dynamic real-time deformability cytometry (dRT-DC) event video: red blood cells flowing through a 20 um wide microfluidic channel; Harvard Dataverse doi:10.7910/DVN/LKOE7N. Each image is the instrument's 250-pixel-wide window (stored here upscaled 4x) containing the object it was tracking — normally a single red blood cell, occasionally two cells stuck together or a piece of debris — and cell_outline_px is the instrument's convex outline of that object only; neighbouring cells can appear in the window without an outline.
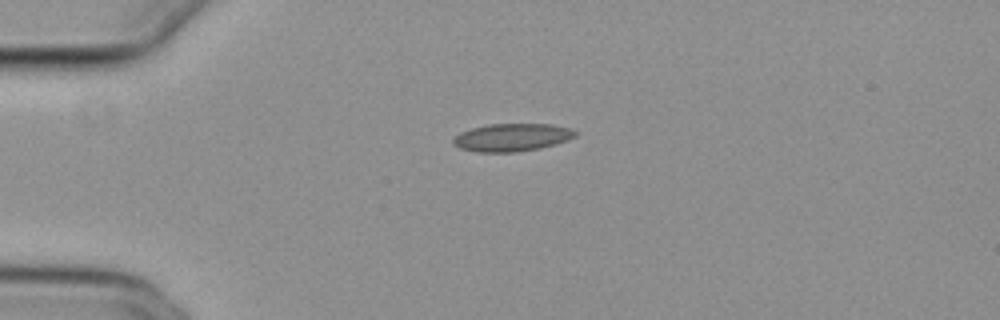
{"species": "common noctule bat (a hibernating species)", "species_latin": "Nyctalus noctula", "temperature_condition": "cold", "stored_images_in_passage": 25, "camera_frame_rate_fps": 3000, "um_per_image_px": 0.085, "animal": {"sex": "female", "body_mass_g": 29.2, "forearm_length_mm": 56.3}, "frame": {"image": 1, "passage_image": 1, "time_ms": 0.0, "image_size_px": [1000, 320], "cell_outline_px": [[576, 136], [568, 140], [556, 144], [540, 148], [516, 152], [476, 152], [460, 148], [452, 144], [452, 140], [460, 132], [472, 128], [488, 124], [552, 124], [572, 128], [576, 132]], "centroid_in_image_um": [43.52, 11.68], "position_along_channel_um": 41.5, "area_um2": 19.88}}
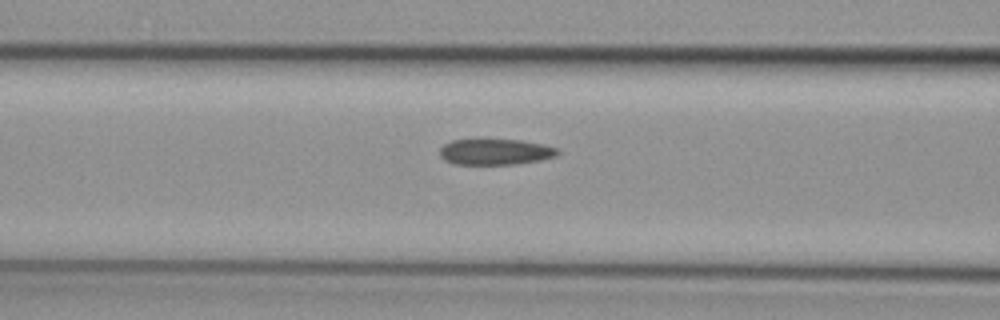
{"frame": {"image": 2, "passage_image": 10, "time_ms": 3.0, "image_size_px": [1000, 320], "cell_outline_px": [[560, 152], [556, 156], [540, 160], [516, 164], [452, 164], [444, 160], [440, 156], [440, 148], [444, 144], [452, 140], [480, 136], [520, 140], [544, 144], [560, 148]], "centroid_in_image_um": [42.08, 12.85], "position_along_channel_um": 124.5, "area_um2": 18.84}}
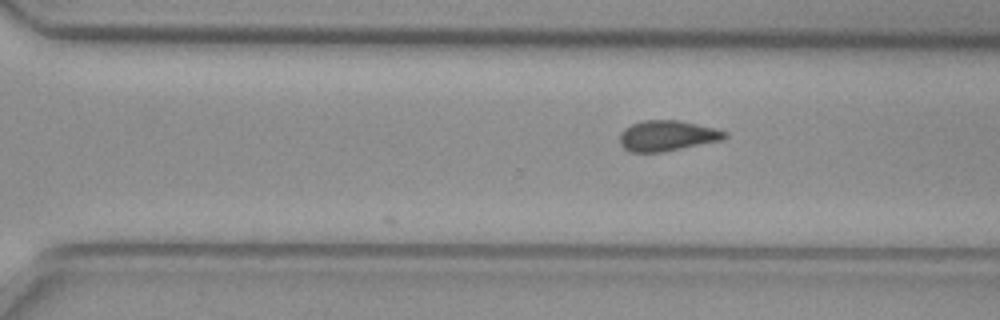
{"frame": {"image": 3, "passage_image": 25, "time_ms": 8.0, "image_size_px": [1000, 320], "cell_outline_px": [[728, 136], [720, 140], [660, 152], [632, 152], [624, 148], [620, 144], [620, 132], [624, 128], [632, 124], [644, 120], [680, 120], [716, 128], [728, 132]], "centroid_in_image_um": [56.7, 11.52], "position_along_channel_um": 313.9, "area_um2": 18.55}}